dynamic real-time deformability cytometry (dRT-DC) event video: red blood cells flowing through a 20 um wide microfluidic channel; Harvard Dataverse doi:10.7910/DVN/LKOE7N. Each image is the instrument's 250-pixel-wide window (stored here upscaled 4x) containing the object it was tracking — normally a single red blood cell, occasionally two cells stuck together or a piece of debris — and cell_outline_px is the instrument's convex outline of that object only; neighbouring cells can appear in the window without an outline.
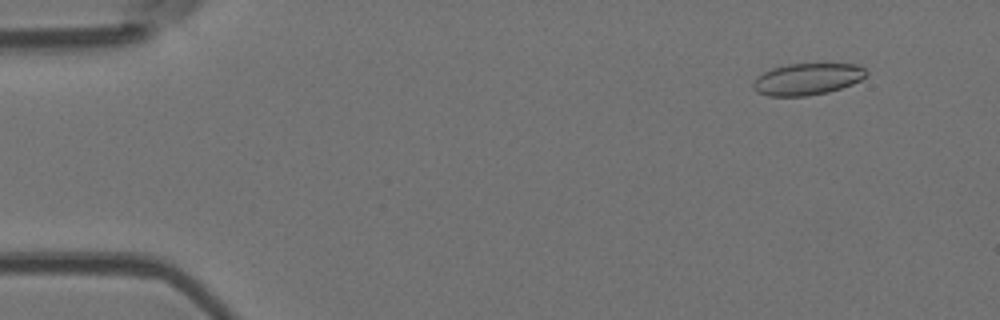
{"species": "Egyptian fruit bat (a non-hibernating species)", "species_latin": "Rousettus aegyptiacus", "temperature_condition": "room temperature", "stored_images_in_passage": 5, "camera_frame_rate_fps": 3000, "um_per_image_px": 0.085, "animal": {"sex": "female"}, "frame": {"image": 1, "passage_image": 1, "time_ms": 0.0, "image_size_px": [1000, 320], "cell_outline_px": [[868, 76], [852, 84], [828, 92], [804, 96], [768, 96], [756, 92], [752, 88], [752, 84], [756, 76], [772, 68], [788, 64], [856, 64], [864, 68], [868, 72]], "centroid_in_image_um": [68.6, 6.72], "position_along_channel_um": 16.4, "area_um2": 20.98}}
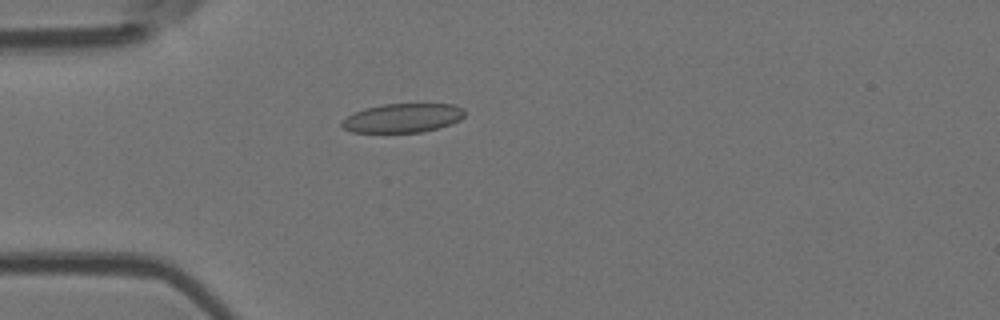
{"frame": {"image": 2, "passage_image": 4, "time_ms": 3.333, "image_size_px": [1000, 320], "cell_outline_px": [[464, 116], [460, 120], [452, 124], [424, 132], [352, 132], [344, 128], [340, 124], [348, 116], [364, 108], [384, 104], [456, 104], [464, 108]], "centroid_in_image_um": [34.29, 10.03], "position_along_channel_um": 50.7, "area_um2": 20.75}}